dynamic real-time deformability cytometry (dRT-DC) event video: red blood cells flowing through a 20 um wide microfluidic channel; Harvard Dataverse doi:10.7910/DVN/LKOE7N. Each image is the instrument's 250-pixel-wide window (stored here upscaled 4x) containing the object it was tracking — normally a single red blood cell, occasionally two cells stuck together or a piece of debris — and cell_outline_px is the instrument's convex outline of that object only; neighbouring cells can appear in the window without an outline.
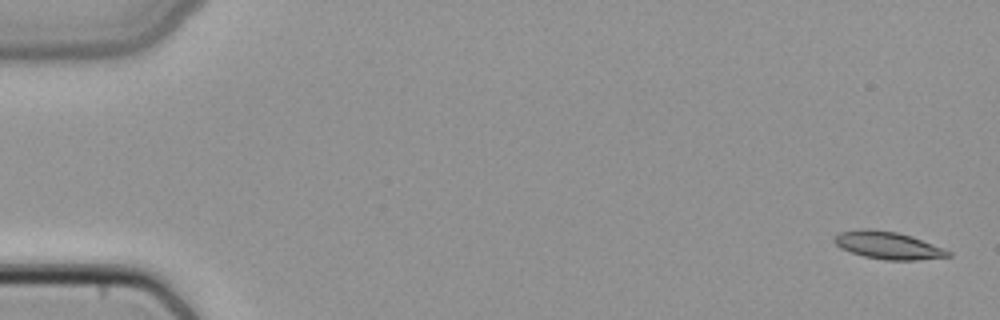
{"species": "common noctule bat (a hibernating species)", "species_latin": "Nyctalus noctula", "temperature_condition": "cold", "stored_images_in_passage": 5, "camera_frame_rate_fps": 3000, "um_per_image_px": 0.085, "animal": {"sex": "female", "body_mass_g": 22.7, "forearm_length_mm": 54.2}, "frame": {"image": 1, "passage_image": 1, "time_ms": 0.0, "image_size_px": [1000, 320], "cell_outline_px": [[952, 256], [916, 260], [884, 260], [864, 256], [840, 248], [832, 240], [832, 236], [836, 232], [860, 228], [872, 228], [896, 232], [912, 236], [944, 248], [952, 252]], "centroid_in_image_um": [75.43, 20.83], "position_along_channel_um": 9.6, "area_um2": 18.55}}
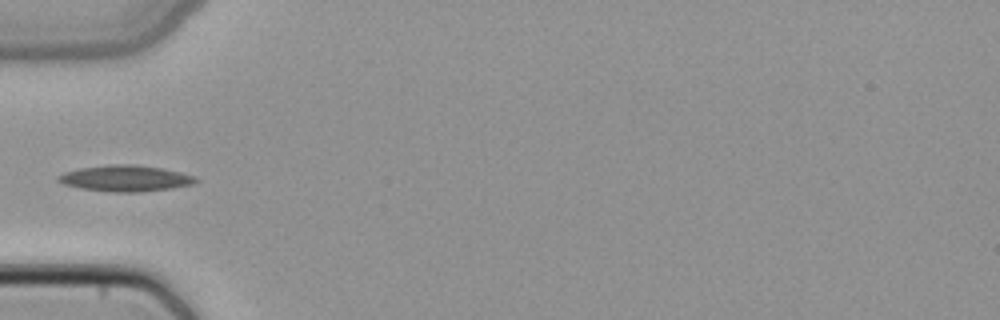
{"frame": {"image": 2, "passage_image": 4, "time_ms": 1.0, "image_size_px": [1000, 320], "cell_outline_px": [[200, 180], [192, 184], [172, 188], [140, 192], [112, 192], [80, 188], [64, 184], [56, 180], [56, 176], [64, 172], [80, 168], [108, 164], [136, 164], [164, 168], [196, 176]], "centroid_in_image_um": [10.67, 15.15], "position_along_channel_um": 74.3, "area_um2": 21.15}}
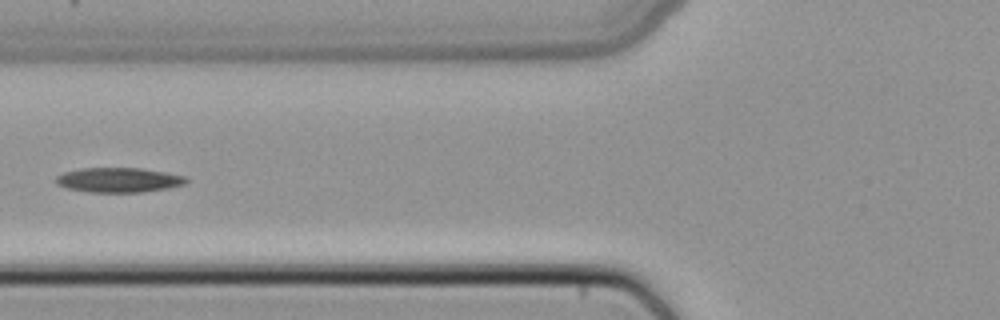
{"frame": {"image": 3, "passage_image": 5, "time_ms": 1.333, "image_size_px": [1000, 320], "cell_outline_px": [[188, 180], [184, 184], [168, 188], [140, 192], [88, 192], [68, 188], [56, 184], [56, 176], [64, 172], [80, 168], [144, 168], [184, 176]], "centroid_in_image_um": [10.06, 15.29], "position_along_channel_um": 115.7, "area_um2": 18.67}}